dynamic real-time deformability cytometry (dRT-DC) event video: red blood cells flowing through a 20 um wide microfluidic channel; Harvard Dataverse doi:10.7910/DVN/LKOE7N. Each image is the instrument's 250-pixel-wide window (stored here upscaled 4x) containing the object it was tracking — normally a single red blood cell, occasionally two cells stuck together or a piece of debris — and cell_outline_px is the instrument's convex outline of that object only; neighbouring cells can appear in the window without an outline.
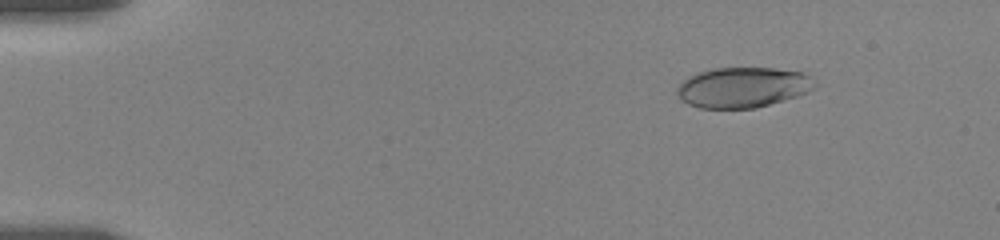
{"species": "human", "species_latin": "Homo sapiens", "temperature_condition": "room temperature", "stored_images_in_passage": 21, "camera_frame_rate_fps": 3000, "um_per_image_px": 0.085, "donor": {"sex": "female"}, "frame": {"image": 1, "passage_image": 6, "time_ms": 2.333, "image_size_px": [1000, 240], "cell_outline_px": [[816, 88], [808, 92], [796, 96], [756, 108], [700, 108], [688, 104], [680, 100], [676, 92], [676, 88], [688, 76], [696, 72], [716, 68], [772, 68], [804, 72], [816, 84]], "centroid_in_image_um": [63.11, 7.42], "position_along_channel_um": 21.9, "area_um2": 32.43}}
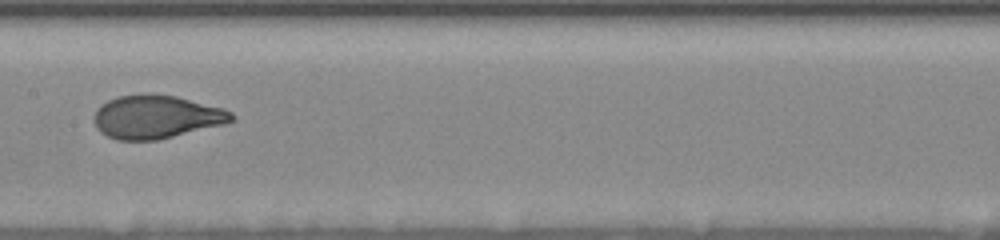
{"frame": {"image": 2, "passage_image": 13, "time_ms": 10.0, "image_size_px": [1000, 240], "cell_outline_px": [[236, 120], [224, 124], [156, 140], [116, 140], [100, 132], [96, 128], [96, 108], [100, 104], [108, 100], [120, 96], [176, 96], [224, 108], [232, 112], [236, 116]], "centroid_in_image_um": [13.33, 9.96], "position_along_channel_um": 194.1, "area_um2": 34.04}}
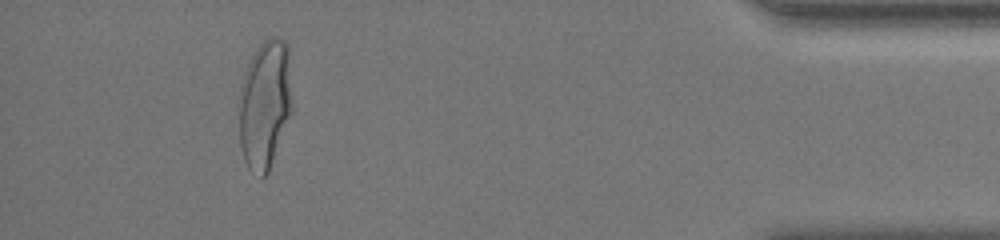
{"frame": {"image": 3, "passage_image": 20, "time_ms": 17.667, "image_size_px": [1000, 240], "cell_outline_px": [[292, 108], [268, 172], [260, 180], [248, 168], [244, 160], [240, 144], [240, 84], [244, 72], [256, 48], [264, 40], [272, 36], [284, 40], [288, 44]], "centroid_in_image_um": [22.5, 8.85], "position_along_channel_um": 412.7, "area_um2": 39.77}, "authors_computed_cell_mechanics": {"area_um2": 34.3332, "velocity_mm_per_s": 3.5035, "shape_relaxation_time_tau1_ms": 6.0877, "shape_relaxation_time_tau2_ms": null, "deformation_change_tau1": 0.1807, "deformation_change_tau2": null}}